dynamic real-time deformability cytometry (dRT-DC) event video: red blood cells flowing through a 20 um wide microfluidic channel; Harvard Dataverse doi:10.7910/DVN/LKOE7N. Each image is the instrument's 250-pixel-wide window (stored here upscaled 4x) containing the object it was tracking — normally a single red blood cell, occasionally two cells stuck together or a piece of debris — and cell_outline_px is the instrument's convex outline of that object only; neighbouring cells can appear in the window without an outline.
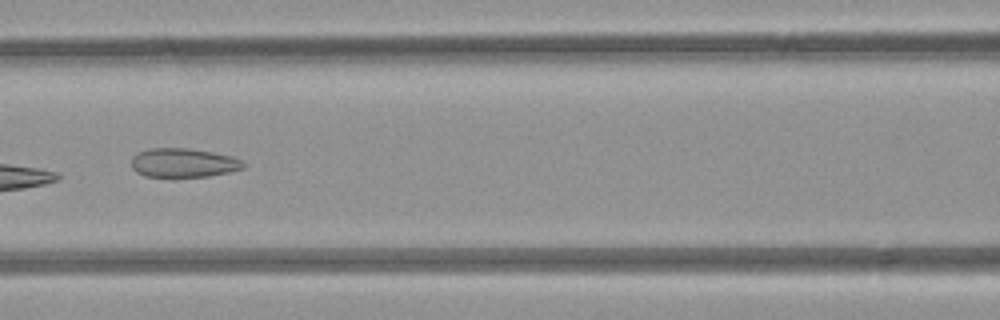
{"species": "common noctule bat (a hibernating species)", "species_latin": "Nyctalus noctula", "temperature_condition": "room temperature", "stored_images_in_passage": 6, "camera_frame_rate_fps": 3000, "um_per_image_px": 0.085, "animal": {"sex": "female", "body_mass_g": 21.9}, "frame": {"image": 1, "passage_image": 6, "time_ms": 6.667, "image_size_px": [1000, 320], "cell_outline_px": [[244, 168], [228, 172], [208, 176], [172, 180], [144, 176], [136, 172], [132, 168], [132, 156], [140, 152], [152, 148], [188, 148], [212, 152], [232, 156], [240, 160], [244, 164]], "centroid_in_image_um": [15.54, 13.89], "position_along_channel_um": 151.1, "area_um2": 19.59}}